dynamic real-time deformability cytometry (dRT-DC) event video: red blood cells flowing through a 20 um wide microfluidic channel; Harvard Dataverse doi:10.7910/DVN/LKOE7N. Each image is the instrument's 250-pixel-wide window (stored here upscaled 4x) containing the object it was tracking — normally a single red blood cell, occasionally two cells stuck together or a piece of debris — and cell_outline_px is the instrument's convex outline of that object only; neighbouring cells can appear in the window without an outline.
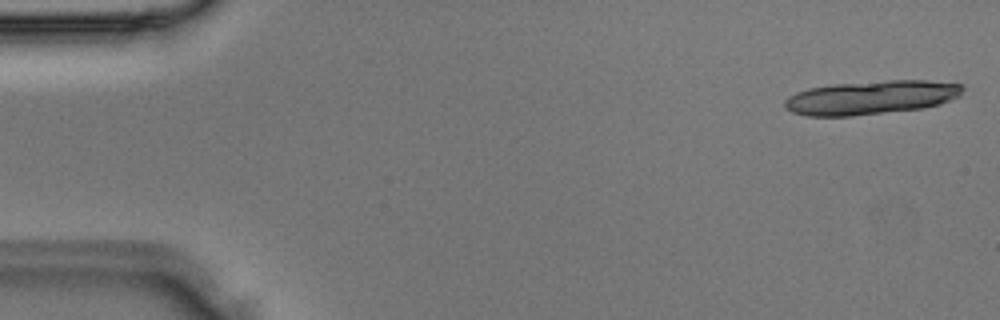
{"species": "Egyptian fruit bat (a non-hibernating species)", "species_latin": "Rousettus aegyptiacus", "temperature_condition": "room temperature", "stored_images_in_passage": 4, "camera_frame_rate_fps": 3000, "um_per_image_px": 0.085, "animal": {"sex": "male"}, "frame": {"image": 1, "passage_image": 1, "time_ms": 0.0, "image_size_px": [1000, 320], "cell_outline_px": [[964, 88], [960, 96], [940, 104], [924, 108], [852, 116], [808, 116], [792, 112], [784, 108], [784, 100], [788, 96], [796, 92], [808, 88], [832, 84], [888, 80], [928, 80], [964, 84]], "centroid_in_image_um": [74.05, 8.28], "position_along_channel_um": 11.0, "area_um2": 35.43}}